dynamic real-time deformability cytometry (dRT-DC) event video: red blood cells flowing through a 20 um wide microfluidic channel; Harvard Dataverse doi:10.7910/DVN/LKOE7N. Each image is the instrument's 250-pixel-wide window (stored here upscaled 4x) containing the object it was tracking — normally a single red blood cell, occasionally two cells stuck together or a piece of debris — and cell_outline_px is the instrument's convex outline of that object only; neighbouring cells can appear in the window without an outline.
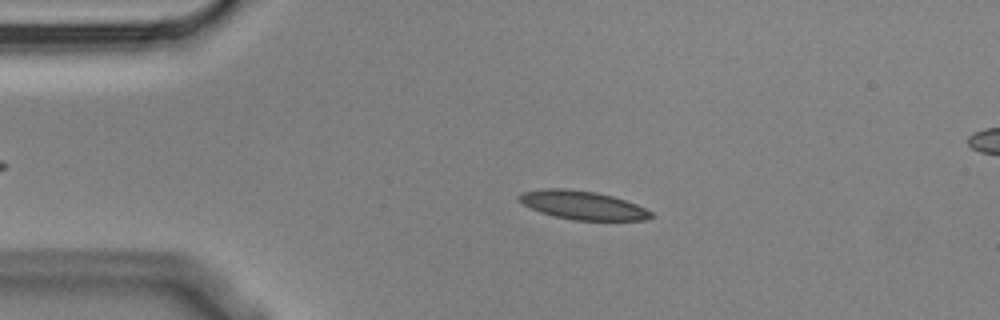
{"species": "Egyptian fruit bat (a non-hibernating species)", "species_latin": "Rousettus aegyptiacus", "temperature_condition": "cold", "stored_images_in_passage": 4, "segment_of_instrument_passage": [1, 2], "camera_frame_rate_fps": 3000, "um_per_image_px": 0.085, "animal": {"sex": "male"}, "frame": {"image": 1, "passage_image": 2, "time_ms": 0.333, "image_size_px": [1000, 320], "cell_outline_px": [[652, 216], [644, 220], [572, 220], [552, 216], [540, 212], [524, 204], [516, 196], [520, 192], [544, 188], [568, 188], [596, 192], [612, 196], [636, 204], [652, 212]], "centroid_in_image_um": [49.47, 17.43], "position_along_channel_um": 35.5, "area_um2": 21.96}}